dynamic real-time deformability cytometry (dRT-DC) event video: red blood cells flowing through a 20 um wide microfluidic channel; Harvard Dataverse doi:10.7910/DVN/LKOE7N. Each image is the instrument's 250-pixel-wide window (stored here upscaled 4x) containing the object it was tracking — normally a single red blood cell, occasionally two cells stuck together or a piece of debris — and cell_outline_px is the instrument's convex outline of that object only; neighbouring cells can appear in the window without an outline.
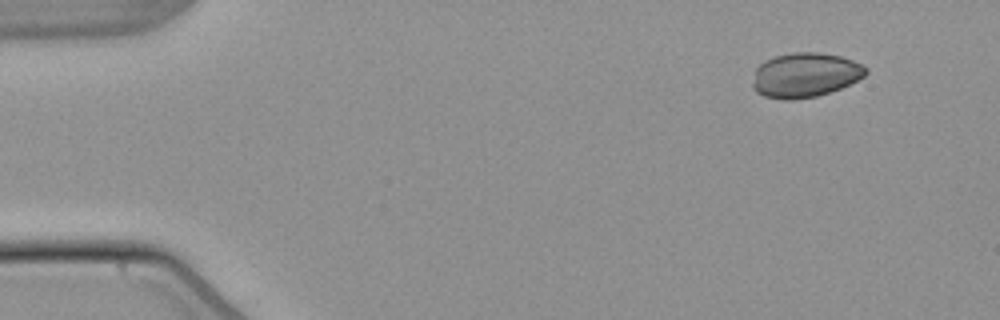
{"species": "common noctule bat (a hibernating species)", "species_latin": "Nyctalus noctula", "temperature_condition": "warm", "stored_images_in_passage": 49, "camera_frame_rate_fps": 3000, "um_per_image_px": 0.085, "animal": {"sex": "male", "body_mass_g": 21.5, "forearm_length_mm": 52.0}, "frame": {"image": 1, "passage_image": 1, "time_ms": 0.0, "image_size_px": [1000, 320], "cell_outline_px": [[868, 72], [864, 76], [840, 88], [816, 96], [792, 100], [784, 100], [764, 96], [756, 92], [752, 88], [752, 84], [756, 68], [760, 64], [776, 56], [792, 52], [816, 52], [840, 56], [852, 60], [868, 68]], "centroid_in_image_um": [68.41, 6.38], "position_along_channel_um": 16.6, "area_um2": 29.19}}
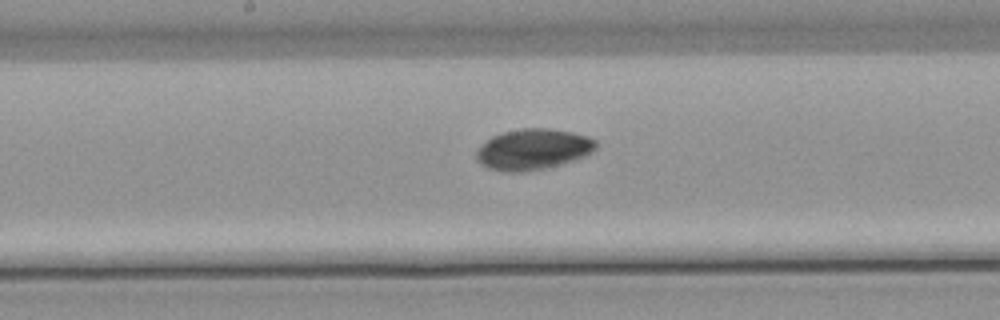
{"frame": {"image": 2, "passage_image": 24, "time_ms": 7.667, "image_size_px": [1000, 320], "cell_outline_px": [[596, 148], [592, 152], [584, 156], [560, 164], [544, 168], [524, 172], [504, 172], [488, 168], [480, 164], [476, 160], [476, 152], [492, 136], [504, 132], [520, 128], [548, 128], [572, 132], [588, 136], [596, 140]], "centroid_in_image_um": [45.31, 12.69], "position_along_channel_um": 202.9, "area_um2": 28.32}}
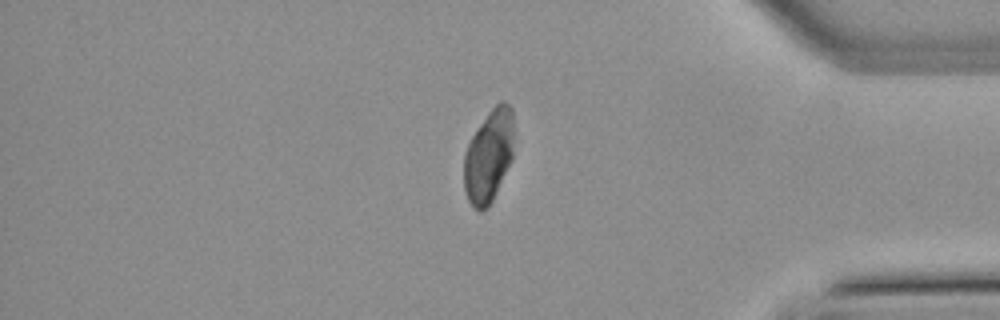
{"frame": {"image": 3, "passage_image": 41, "time_ms": 13.333, "image_size_px": [1000, 320], "cell_outline_px": [[512, 160], [488, 208], [480, 212], [468, 200], [464, 188], [464, 152], [472, 136], [488, 112], [500, 100], [504, 100], [512, 108]], "centroid_in_image_um": [41.53, 13.26], "position_along_channel_um": 393.7, "area_um2": 26.76}, "authors_computed_cell_mechanics": {"area_um2": 28.3798, "velocity_mm_per_s": 3.8264, "shape_relaxation_time_tau1_ms": 1.2935, "shape_relaxation_time_tau2_ms": null, "deformation_change_tau1": 0.0365, "deformation_change_tau2": null}}